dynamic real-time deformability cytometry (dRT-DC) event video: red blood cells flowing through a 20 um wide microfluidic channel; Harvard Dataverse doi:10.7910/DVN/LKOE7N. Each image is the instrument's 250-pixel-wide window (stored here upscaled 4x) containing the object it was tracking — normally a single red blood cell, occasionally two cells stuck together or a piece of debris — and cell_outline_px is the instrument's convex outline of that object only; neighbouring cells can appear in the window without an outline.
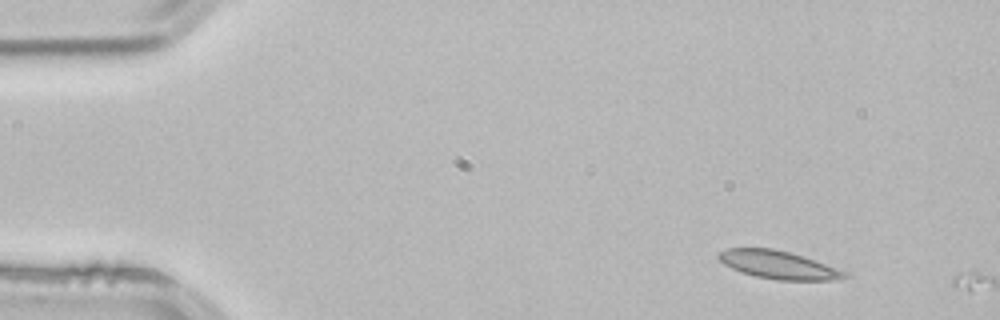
{"species": "common noctule bat (a hibernating species)", "species_latin": "Nyctalus noctula", "temperature_condition": "room temperature", "stored_images_in_passage": 2, "camera_frame_rate_fps": 3000, "um_per_image_px": 0.085, "animal": {"sex": "male", "body_mass_g": 21.5, "forearm_length_mm": 52.0}, "frame": {"image": 1, "passage_image": 1, "time_ms": 0.0, "image_size_px": [1000, 320], "cell_outline_px": [[848, 276], [840, 280], [776, 280], [756, 276], [732, 268], [724, 264], [716, 256], [720, 252], [728, 248], [772, 248], [792, 252], [804, 256], [848, 272]], "centroid_in_image_um": [66.2, 22.51], "position_along_channel_um": 18.8, "area_um2": 20.58}}